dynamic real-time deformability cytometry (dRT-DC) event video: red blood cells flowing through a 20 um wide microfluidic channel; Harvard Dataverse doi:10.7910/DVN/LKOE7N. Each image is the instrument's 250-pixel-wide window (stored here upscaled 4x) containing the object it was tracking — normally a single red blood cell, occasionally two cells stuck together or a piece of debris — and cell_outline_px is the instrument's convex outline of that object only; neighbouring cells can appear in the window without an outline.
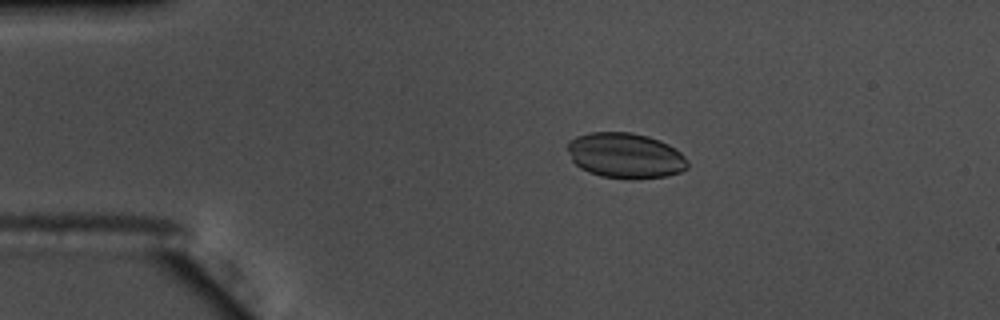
{"species": "common noctule bat (a hibernating species)", "species_latin": "Nyctalus noctula", "temperature_condition": "warm", "stored_images_in_passage": 55, "camera_frame_rate_fps": 3000, "um_per_image_px": 0.085, "animal": {"sex": "male", "body_mass_g": 17.5, "forearm_length_mm": 52.3}, "frame": {"image": 1, "passage_image": 11, "time_ms": 3.333, "image_size_px": [1000, 320], "cell_outline_px": [[688, 168], [680, 172], [664, 176], [632, 180], [600, 176], [588, 172], [580, 168], [572, 160], [568, 152], [568, 140], [576, 136], [592, 132], [632, 132], [648, 136], [660, 140], [676, 148], [684, 156], [688, 164]], "centroid_in_image_um": [53.15, 13.22], "position_along_channel_um": 31.8, "area_um2": 32.02}}
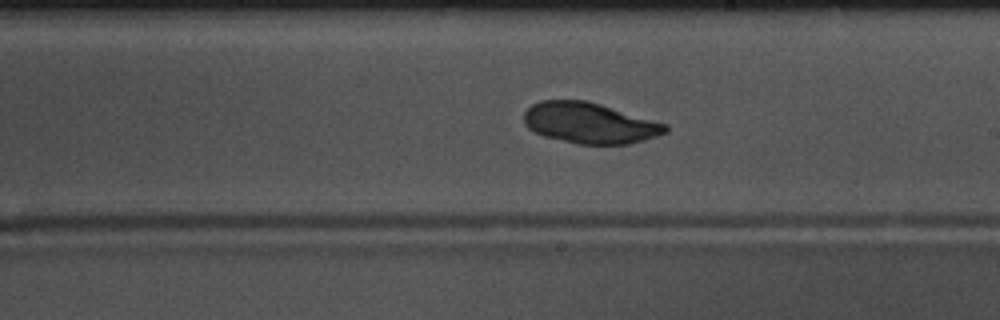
{"frame": {"image": 2, "passage_image": 32, "time_ms": 10.333, "image_size_px": [1000, 320], "cell_outline_px": [[668, 132], [644, 140], [628, 144], [580, 144], [544, 136], [528, 128], [524, 124], [524, 112], [532, 104], [540, 100], [588, 100], [668, 124]], "centroid_in_image_um": [50.13, 10.44], "position_along_channel_um": 238.9, "area_um2": 33.7}}
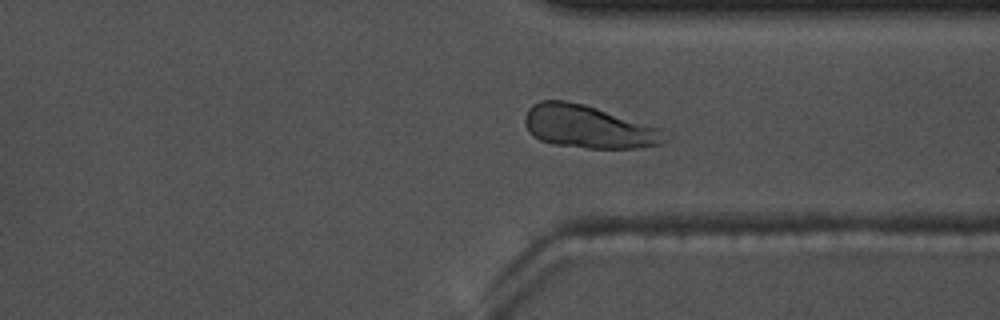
{"frame": {"image": 3, "passage_image": 42, "time_ms": 13.667, "image_size_px": [1000, 320], "cell_outline_px": [[672, 136], [668, 140], [660, 144], [640, 148], [588, 148], [552, 144], [540, 140], [532, 136], [528, 132], [524, 120], [524, 116], [528, 108], [532, 104], [540, 100], [564, 100], [584, 104], [660, 128]], "centroid_in_image_um": [50.01, 10.78], "position_along_channel_um": 361.4, "area_um2": 35.26}}